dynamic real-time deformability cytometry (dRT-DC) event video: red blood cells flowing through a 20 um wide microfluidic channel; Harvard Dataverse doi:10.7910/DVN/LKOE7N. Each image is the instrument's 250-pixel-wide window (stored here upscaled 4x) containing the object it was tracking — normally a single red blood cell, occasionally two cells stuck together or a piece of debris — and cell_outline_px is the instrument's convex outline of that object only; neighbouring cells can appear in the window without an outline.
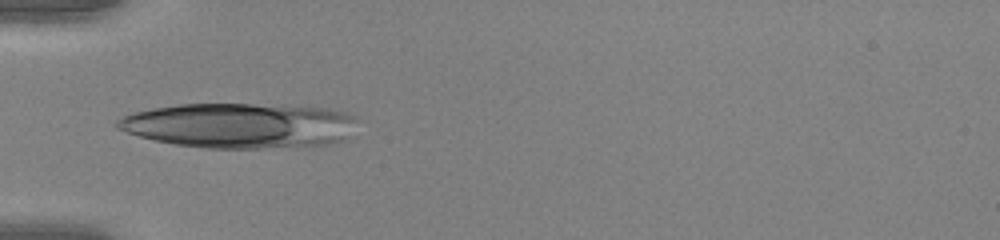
{"species": "human", "species_latin": "Homo sapiens", "temperature_condition": "warm", "stored_images_in_passage": 7, "camera_frame_rate_fps": 3000, "um_per_image_px": 0.085, "donor": {"sex": "female"}, "frame": {"image": 1, "passage_image": 1, "time_ms": 0.0, "image_size_px": [1000, 240], "cell_outline_px": [[356, 120], [344, 136], [340, 140], [324, 144], [300, 148], [208, 148], [176, 144], [156, 140], [140, 136], [116, 128], [116, 120], [124, 116], [136, 112], [156, 108], [180, 104], [252, 104], [320, 108], [344, 112], [352, 116]], "centroid_in_image_um": [20.31, 10.68], "position_along_channel_um": 64.7, "area_um2": 62.08}}
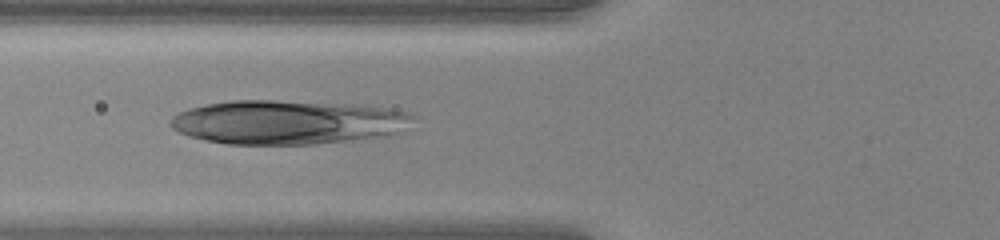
{"frame": {"image": 2, "passage_image": 4, "time_ms": 1.0, "image_size_px": [1000, 240], "cell_outline_px": [[420, 116], [396, 132], [388, 136], [316, 144], [228, 144], [188, 136], [172, 128], [168, 124], [172, 116], [188, 108], [204, 104], [232, 100], [272, 100], [352, 104], [384, 108], [408, 112]], "centroid_in_image_um": [24.44, 10.38], "position_along_channel_um": 101.4, "area_um2": 62.37}}
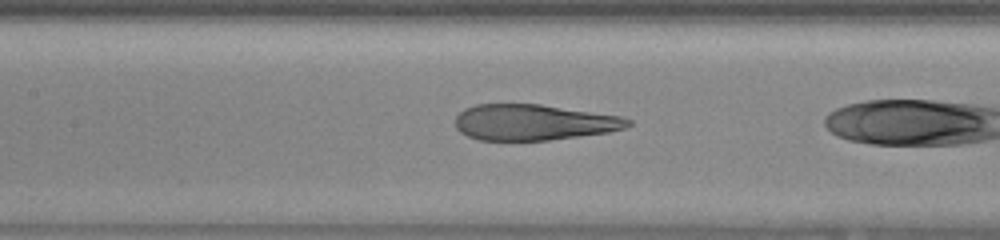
{"frame": {"image": 3, "passage_image": 6, "time_ms": 1.667, "image_size_px": [1000, 240], "cell_outline_px": [[632, 124], [624, 128], [608, 132], [548, 140], [480, 140], [468, 136], [460, 132], [456, 128], [456, 116], [464, 108], [476, 104], [540, 104], [620, 116], [632, 120]], "centroid_in_image_um": [45.34, 10.39], "position_along_channel_um": 162.1, "area_um2": 35.95}}